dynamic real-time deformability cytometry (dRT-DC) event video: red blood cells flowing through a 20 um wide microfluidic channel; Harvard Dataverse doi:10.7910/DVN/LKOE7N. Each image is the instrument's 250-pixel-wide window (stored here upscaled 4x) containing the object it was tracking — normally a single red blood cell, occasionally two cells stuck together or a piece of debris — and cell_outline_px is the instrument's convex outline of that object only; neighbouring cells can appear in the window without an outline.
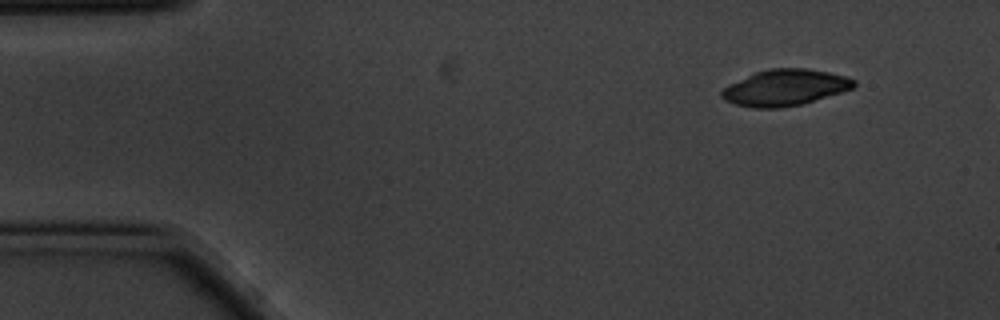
{"species": "common noctule bat (a hibernating species)", "species_latin": "Nyctalus noctula", "temperature_condition": "cold", "stored_images_in_passage": 5, "segment_of_instrument_passage": [2, 2], "camera_frame_rate_fps": 3000, "um_per_image_px": 0.085, "animal": {"sex": "male", "body_mass_g": 20.1, "forearm_length_mm": 53.5}, "frame": {"image": 1, "passage_image": 5, "time_ms": 1.333, "image_size_px": [1000, 320], "cell_outline_px": [[856, 84], [852, 88], [840, 92], [800, 104], [780, 108], [752, 108], [736, 104], [724, 100], [720, 96], [720, 92], [728, 84], [756, 72], [768, 68], [808, 68], [848, 76], [856, 80]], "centroid_in_image_um": [66.7, 7.43], "position_along_channel_um": 18.3, "area_um2": 27.8}}